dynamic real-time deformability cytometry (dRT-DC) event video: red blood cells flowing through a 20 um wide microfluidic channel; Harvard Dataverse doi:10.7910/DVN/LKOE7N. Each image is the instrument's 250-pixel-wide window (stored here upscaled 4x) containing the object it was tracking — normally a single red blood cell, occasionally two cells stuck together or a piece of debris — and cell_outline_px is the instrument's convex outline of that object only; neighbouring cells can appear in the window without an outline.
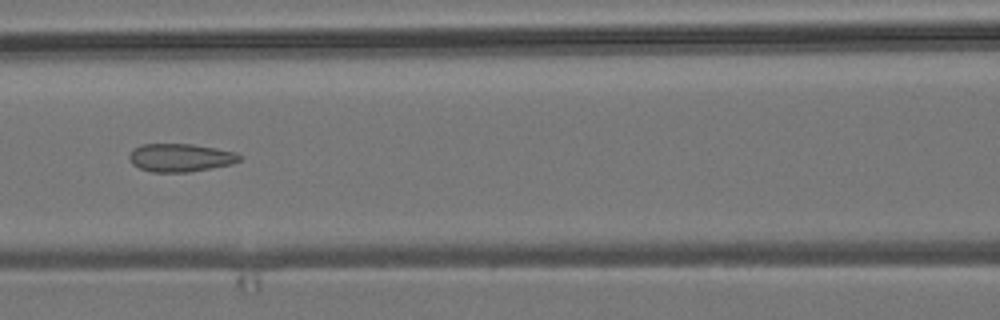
{"species": "common noctule bat (a hibernating species)", "species_latin": "Nyctalus noctula", "temperature_condition": "room temperature", "stored_images_in_passage": 4, "camera_frame_rate_fps": 3000, "um_per_image_px": 0.085, "animal": {"sex": "male", "body_mass_g": 19.2, "forearm_length_mm": 51.8}, "frame": {"image": 1, "passage_image": 4, "time_ms": 3.333, "image_size_px": [1000, 320], "cell_outline_px": [[244, 156], [240, 160], [232, 164], [188, 172], [152, 172], [140, 168], [132, 164], [128, 156], [132, 148], [140, 144], [192, 144], [216, 148], [236, 152]], "centroid_in_image_um": [15.33, 13.39], "position_along_channel_um": 151.3, "area_um2": 18.21}}